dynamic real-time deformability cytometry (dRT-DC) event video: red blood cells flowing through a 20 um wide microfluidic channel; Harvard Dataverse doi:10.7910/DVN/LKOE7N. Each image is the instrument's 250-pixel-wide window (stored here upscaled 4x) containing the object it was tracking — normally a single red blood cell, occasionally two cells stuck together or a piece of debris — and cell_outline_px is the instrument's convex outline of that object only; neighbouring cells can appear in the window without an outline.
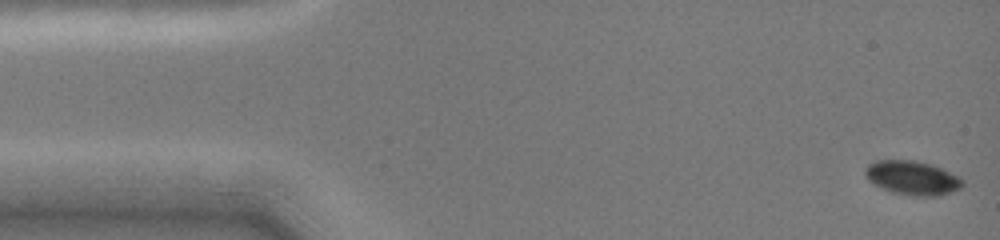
{"species": "common noctule bat (a hibernating species)", "species_latin": "Nyctalus noctula", "temperature_condition": "cold", "stored_images_in_passage": 12, "camera_frame_rate_fps": 3000, "um_per_image_px": 0.085, "animal": {"sex": "female", "body_mass_g": 19.0, "forearm_length_mm": 51.5}, "frame": {"image": 1, "passage_image": 1, "time_ms": 0.0, "image_size_px": [1000, 240], "cell_outline_px": [[964, 184], [960, 188], [940, 196], [916, 196], [892, 192], [868, 180], [864, 172], [864, 168], [868, 164], [876, 160], [916, 160], [932, 164], [964, 180]], "centroid_in_image_um": [77.54, 15.11], "position_along_channel_um": 7.5, "area_um2": 19.19}}
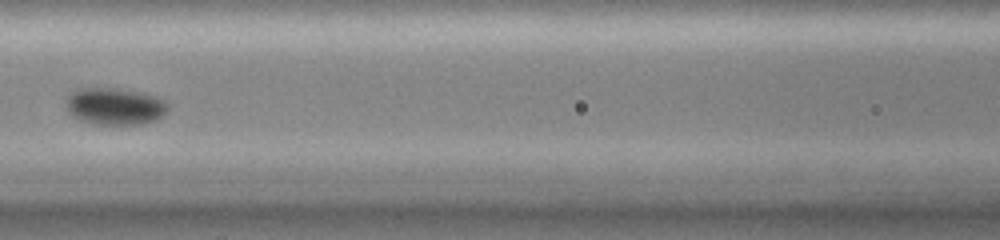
{"frame": {"image": 2, "passage_image": 9, "time_ms": 6.667, "image_size_px": [1000, 240], "cell_outline_px": [[168, 108], [156, 120], [144, 124], [92, 124], [76, 120], [68, 112], [64, 104], [64, 100], [76, 88], [116, 88], [144, 92], [156, 96], [164, 100], [168, 104]], "centroid_in_image_um": [9.7, 9.03], "position_along_channel_um": 156.9, "area_um2": 22.43}}
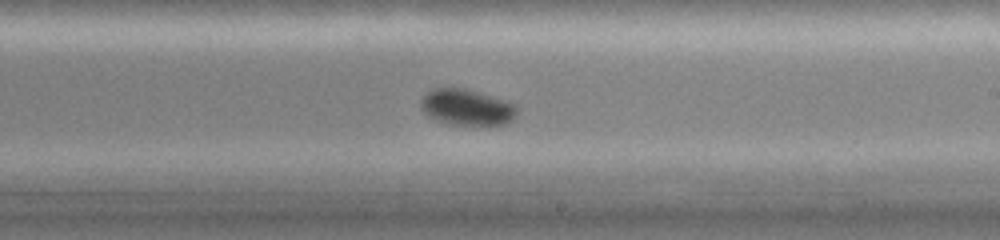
{"frame": {"image": 3, "passage_image": 12, "time_ms": 9.0, "image_size_px": [1000, 240], "cell_outline_px": [[516, 112], [512, 120], [504, 124], [480, 128], [448, 124], [428, 116], [420, 108], [420, 100], [428, 92], [436, 88], [464, 88], [480, 92], [516, 104]], "centroid_in_image_um": [39.69, 9.17], "position_along_channel_um": 249.3, "area_um2": 20.75}}